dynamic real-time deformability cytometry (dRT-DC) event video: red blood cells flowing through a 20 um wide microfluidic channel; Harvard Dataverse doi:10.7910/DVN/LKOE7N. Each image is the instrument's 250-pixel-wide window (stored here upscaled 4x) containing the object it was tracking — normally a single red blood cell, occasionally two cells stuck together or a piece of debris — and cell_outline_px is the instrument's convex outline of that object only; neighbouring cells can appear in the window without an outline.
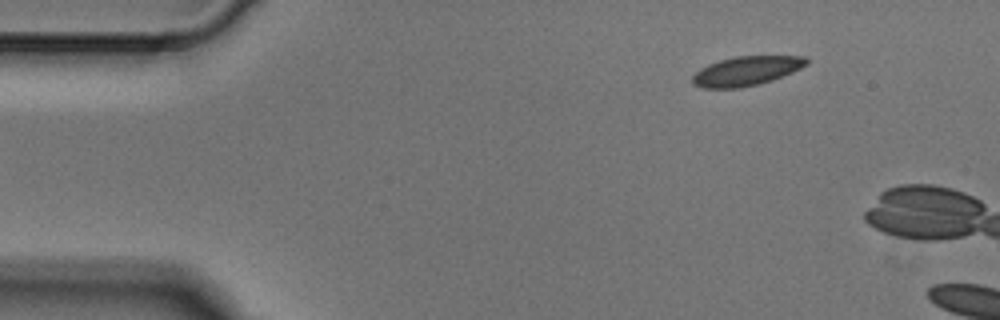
{"species": "Egyptian fruit bat (a non-hibernating species)", "species_latin": "Rousettus aegyptiacus", "temperature_condition": "cold", "stored_images_in_passage": 4, "segment_of_instrument_passage": [2, 2], "camera_frame_rate_fps": 3000, "um_per_image_px": 0.085, "animal": {"sex": "male"}, "frame": {"image": 1, "passage_image": 4, "time_ms": 1.0, "image_size_px": [1000, 320], "cell_outline_px": [[808, 64], [792, 72], [772, 80], [740, 88], [704, 88], [692, 84], [692, 76], [700, 68], [708, 64], [720, 60], [736, 56], [804, 56], [808, 60]], "centroid_in_image_um": [63.41, 6.03], "position_along_channel_um": 21.6, "area_um2": 19.36}}